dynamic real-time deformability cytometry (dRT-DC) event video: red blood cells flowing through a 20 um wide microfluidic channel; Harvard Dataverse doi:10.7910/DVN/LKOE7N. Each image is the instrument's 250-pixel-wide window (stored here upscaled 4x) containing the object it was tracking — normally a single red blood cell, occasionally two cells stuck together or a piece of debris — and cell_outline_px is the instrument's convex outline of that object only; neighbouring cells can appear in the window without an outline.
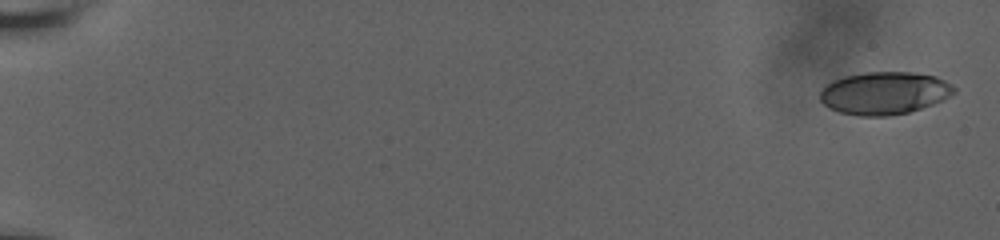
{"species": "human", "species_latin": "Homo sapiens", "temperature_condition": "room temperature", "stored_images_in_passage": 50, "camera_frame_rate_fps": 3000, "um_per_image_px": 0.085, "donor": {"sex": "male"}, "frame": {"image": 1, "passage_image": 1, "time_ms": 0.0, "image_size_px": [1000, 240], "cell_outline_px": [[956, 92], [944, 100], [908, 112], [888, 116], [860, 116], [840, 112], [828, 108], [820, 100], [820, 92], [832, 80], [844, 76], [864, 72], [912, 72], [936, 76], [952, 84], [956, 88]], "centroid_in_image_um": [75.19, 7.91], "position_along_channel_um": 9.8, "area_um2": 33.41}}
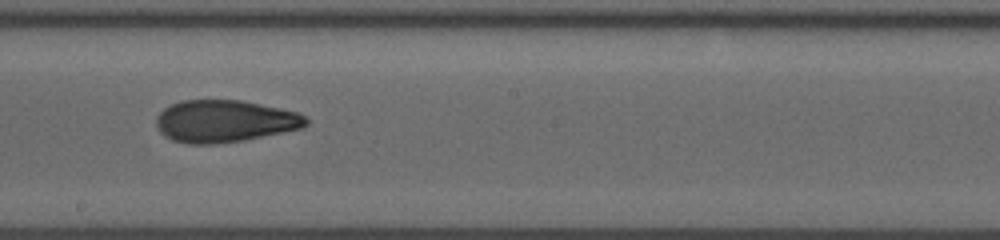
{"frame": {"image": 2, "passage_image": 24, "time_ms": 11.333, "image_size_px": [1000, 240], "cell_outline_px": [[308, 124], [304, 128], [244, 140], [212, 144], [188, 144], [172, 140], [164, 136], [156, 128], [156, 116], [164, 108], [180, 100], [240, 100], [280, 108], [296, 112], [304, 116], [308, 120]], "centroid_in_image_um": [19.07, 10.3], "position_along_channel_um": 229.1, "area_um2": 36.93}}
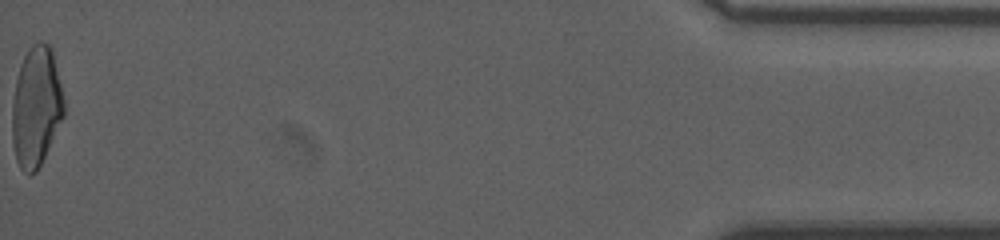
{"frame": {"image": 3, "passage_image": 49, "time_ms": 19.0, "image_size_px": [1000, 240], "cell_outline_px": [[64, 116], [36, 172], [28, 176], [20, 168], [16, 160], [12, 144], [12, 104], [16, 80], [20, 64], [28, 48], [32, 44], [40, 40], [48, 44], [52, 48], [64, 100]], "centroid_in_image_um": [3.06, 9.06], "position_along_channel_um": 432.1, "area_um2": 36.36}, "authors_computed_cell_mechanics": {"area_um2": 35.6337, "velocity_mm_per_s": 3.7971, "shape_relaxation_time_tau1_ms": 7.6127, "shape_relaxation_time_tau2_ms": 2.415, "deformation_change_tau1": 0.2102, "deformation_change_tau2": 0.0921}}